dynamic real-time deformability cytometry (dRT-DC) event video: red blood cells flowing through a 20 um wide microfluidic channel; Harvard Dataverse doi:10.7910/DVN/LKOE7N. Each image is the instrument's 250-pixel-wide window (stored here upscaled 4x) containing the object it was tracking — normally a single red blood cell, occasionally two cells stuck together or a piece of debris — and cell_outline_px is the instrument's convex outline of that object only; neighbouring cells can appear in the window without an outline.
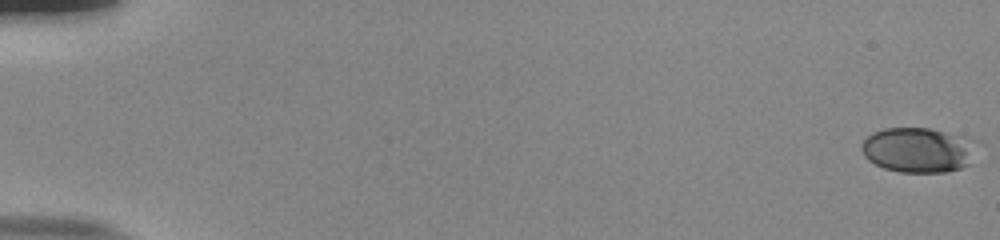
{"species": "human", "species_latin": "Homo sapiens", "temperature_condition": "room temperature", "stored_images_in_passage": 55, "camera_frame_rate_fps": 3000, "um_per_image_px": 0.085, "donor": {"sex": "male"}, "frame": {"image": 1, "passage_image": 1, "time_ms": 0.0, "image_size_px": [1000, 240], "cell_outline_px": [[984, 144], [972, 164], [960, 168], [944, 172], [900, 172], [884, 168], [868, 160], [864, 156], [860, 148], [864, 140], [872, 132], [884, 128], [928, 128], [980, 140]], "centroid_in_image_um": [78.19, 12.74], "position_along_channel_um": 6.8, "area_um2": 31.21}}
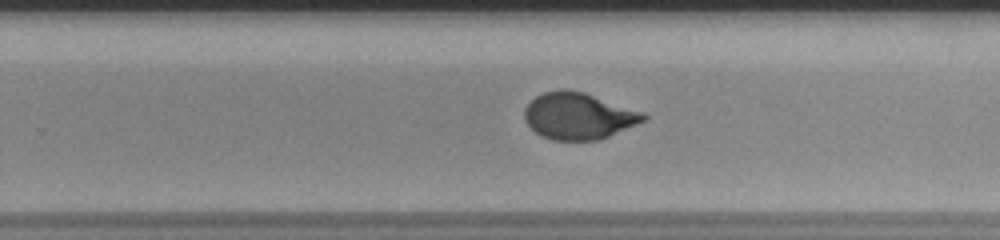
{"frame": {"image": 2, "passage_image": 37, "time_ms": 12.0, "image_size_px": [1000, 240], "cell_outline_px": [[648, 116], [644, 120], [600, 140], [552, 140], [540, 136], [524, 120], [524, 108], [536, 96], [544, 92], [560, 88], [564, 88], [584, 92], [644, 112]], "centroid_in_image_um": [49.14, 9.85], "position_along_channel_um": 280.7, "area_um2": 32.31}}
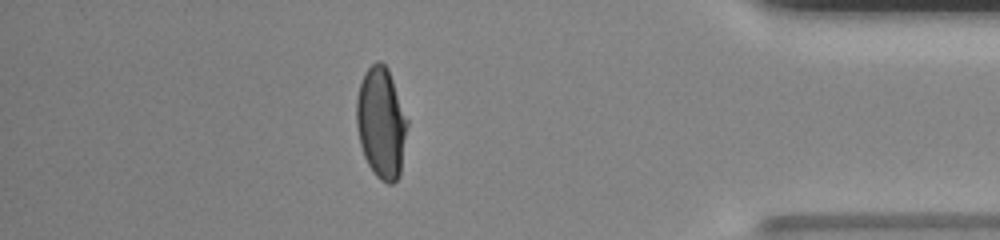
{"frame": {"image": 3, "passage_image": 49, "time_ms": 16.0, "image_size_px": [1000, 240], "cell_outline_px": [[408, 124], [400, 176], [392, 184], [388, 184], [380, 180], [372, 172], [364, 156], [360, 144], [356, 124], [356, 100], [360, 84], [364, 72], [376, 60], [380, 60], [388, 68], [408, 120]], "centroid_in_image_um": [32.4, 10.45], "position_along_channel_um": 402.8, "area_um2": 33.12}, "authors_computed_cell_mechanics": {"area_um2": 32.1946, "velocity_mm_per_s": 3.841, "shape_relaxation_time_tau1_ms": 8.0974, "shape_relaxation_time_tau2_ms": null, "deformation_change_tau1": 0.2342, "deformation_change_tau2": null}}